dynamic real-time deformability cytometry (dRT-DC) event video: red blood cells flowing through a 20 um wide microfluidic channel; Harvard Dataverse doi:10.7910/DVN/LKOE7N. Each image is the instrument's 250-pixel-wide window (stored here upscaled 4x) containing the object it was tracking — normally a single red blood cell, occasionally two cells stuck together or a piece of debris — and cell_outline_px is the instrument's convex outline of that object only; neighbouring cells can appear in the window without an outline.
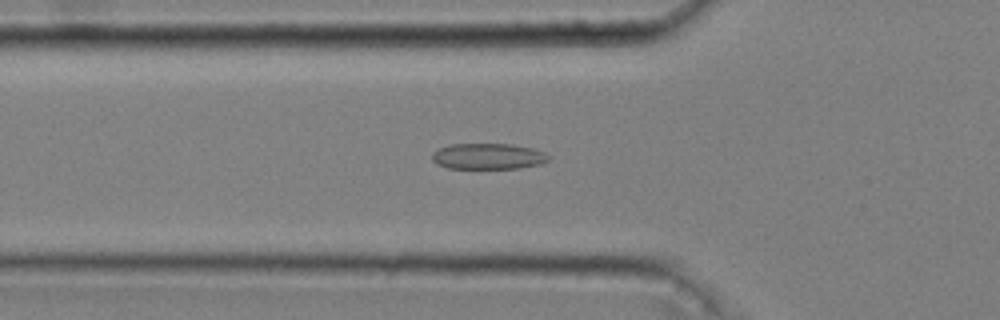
{"species": "common noctule bat (a hibernating species)", "species_latin": "Nyctalus noctula", "temperature_condition": "cold", "stored_images_in_passage": 53, "camera_frame_rate_fps": 3000, "um_per_image_px": 0.085, "animal": {"sex": "male", "body_mass_g": 20.4}, "frame": {"image": 1, "passage_image": 19, "time_ms": 6.0, "image_size_px": [1000, 320], "cell_outline_px": [[552, 156], [548, 160], [540, 164], [520, 168], [448, 168], [436, 164], [432, 160], [432, 152], [448, 144], [512, 144], [532, 148], [544, 152]], "centroid_in_image_um": [41.49, 13.28], "position_along_channel_um": 84.3, "area_um2": 17.69}}
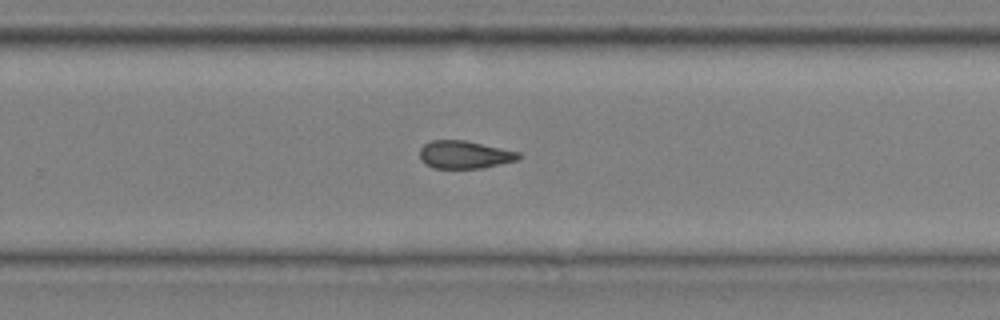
{"frame": {"image": 2, "passage_image": 36, "time_ms": 11.667, "image_size_px": [1000, 320], "cell_outline_px": [[524, 156], [516, 160], [500, 164], [480, 168], [432, 168], [424, 164], [420, 160], [420, 148], [424, 144], [432, 140], [464, 140], [520, 152]], "centroid_in_image_um": [39.47, 13.15], "position_along_channel_um": 290.3, "area_um2": 16.07}}
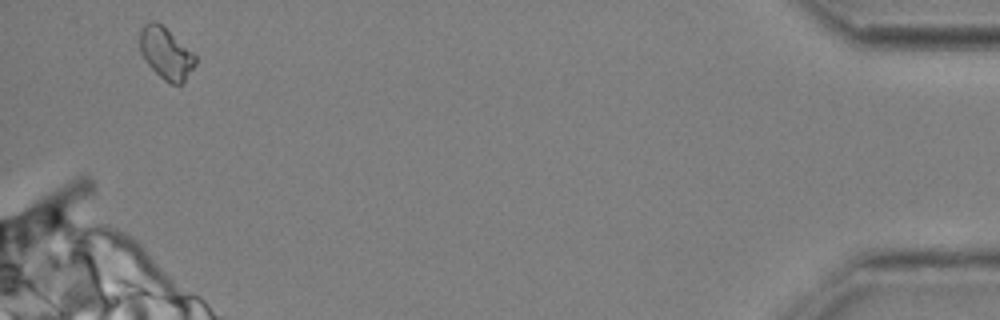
{"frame": {"image": 3, "passage_image": 52, "time_ms": 17.0, "image_size_px": [1000, 320], "cell_outline_px": [[196, 64], [184, 80], [180, 84], [172, 84], [164, 80], [148, 64], [140, 52], [140, 28], [144, 24], [152, 20], [160, 24], [192, 52], [196, 56]], "centroid_in_image_um": [14.09, 4.53], "position_along_channel_um": 421.1, "area_um2": 16.24}, "authors_computed_cell_mechanics": {"area_um2": 16.5886, "velocity_mm_per_s": 3.6298, "shape_relaxation_time_tau1_ms": null, "shape_relaxation_time_tau2_ms": 5.6393, "deformation_change_tau1": null, "deformation_change_tau2": 0.1427}}